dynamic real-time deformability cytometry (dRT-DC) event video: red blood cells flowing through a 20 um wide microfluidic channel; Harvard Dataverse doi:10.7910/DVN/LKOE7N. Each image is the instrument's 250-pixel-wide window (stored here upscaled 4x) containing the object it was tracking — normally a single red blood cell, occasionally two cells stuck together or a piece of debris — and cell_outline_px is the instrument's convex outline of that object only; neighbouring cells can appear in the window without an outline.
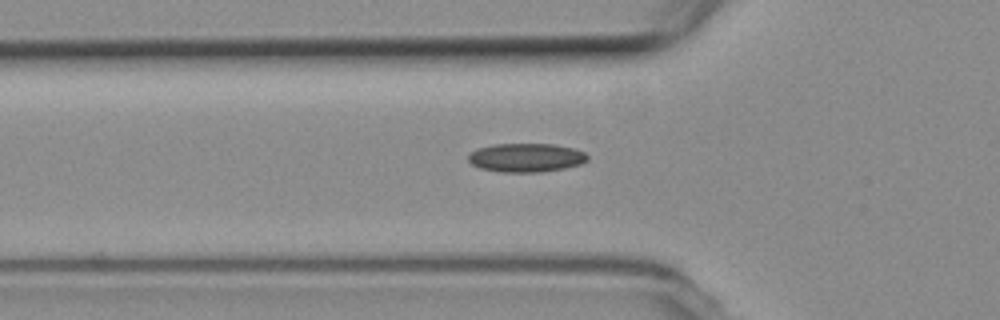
{"species": "common noctule bat (a hibernating species)", "species_latin": "Nyctalus noctula", "temperature_condition": "room temperature", "stored_images_in_passage": 40, "camera_frame_rate_fps": 3000, "um_per_image_px": 0.085, "animal": {"sex": "female", "body_mass_g": 19.3, "forearm_length_mm": 54.1}, "frame": {"image": 1, "passage_image": 5, "time_ms": 1.333, "image_size_px": [1000, 320], "cell_outline_px": [[588, 160], [580, 164], [564, 168], [540, 172], [500, 172], [480, 168], [472, 164], [468, 160], [468, 156], [476, 148], [492, 144], [556, 144], [572, 148], [584, 152], [588, 156]], "centroid_in_image_um": [44.7, 13.39], "position_along_channel_um": 81.1, "area_um2": 20.0}}
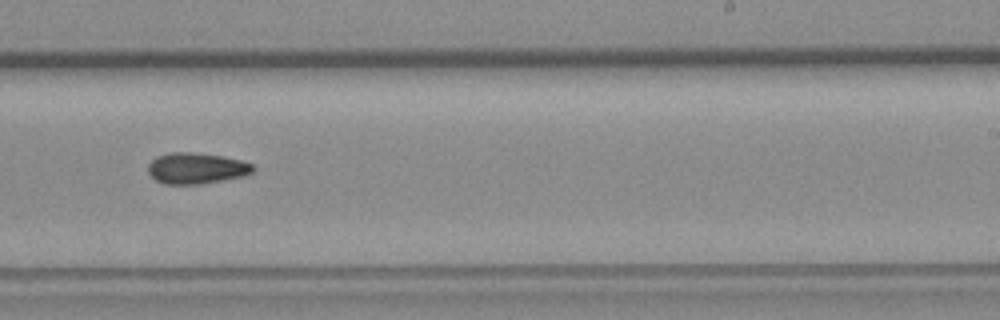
{"frame": {"image": 2, "passage_image": 20, "time_ms": 6.333, "image_size_px": [1000, 320], "cell_outline_px": [[256, 168], [252, 172], [244, 176], [224, 180], [200, 184], [164, 184], [156, 180], [148, 172], [148, 164], [156, 156], [172, 152], [192, 152], [220, 156], [240, 160], [252, 164]], "centroid_in_image_um": [16.68, 14.31], "position_along_channel_um": 272.3, "area_um2": 18.96}}
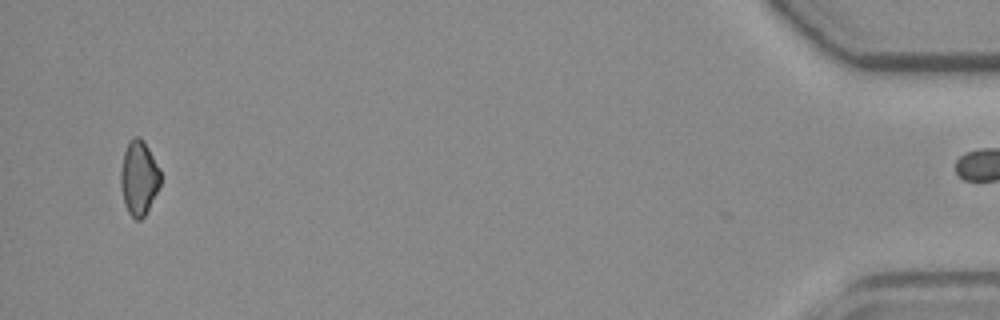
{"frame": {"image": 3, "passage_image": 39, "time_ms": 12.667, "image_size_px": [1000, 320], "cell_outline_px": [[160, 188], [144, 216], [140, 220], [136, 220], [128, 212], [124, 204], [120, 184], [120, 172], [124, 152], [132, 136], [140, 136], [144, 140], [160, 168]], "centroid_in_image_um": [11.81, 15.11], "position_along_channel_um": 423.4, "area_um2": 17.46}}